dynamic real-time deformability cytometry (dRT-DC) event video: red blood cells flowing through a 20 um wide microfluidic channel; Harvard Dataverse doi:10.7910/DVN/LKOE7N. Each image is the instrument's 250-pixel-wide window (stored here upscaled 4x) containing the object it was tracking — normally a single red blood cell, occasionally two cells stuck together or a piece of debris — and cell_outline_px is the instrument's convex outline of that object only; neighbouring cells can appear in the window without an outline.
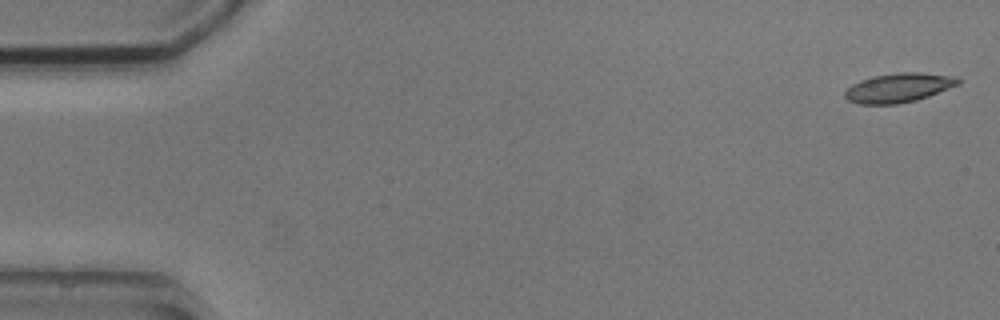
{"species": "common noctule bat (a hibernating species)", "species_latin": "Nyctalus noctula", "temperature_condition": "cold", "stored_images_in_passage": 6, "camera_frame_rate_fps": 3000, "um_per_image_px": 0.085, "animal": {"sex": "male", "body_mass_g": 20.5, "forearm_length_mm": 52.5}, "frame": {"image": 1, "passage_image": 1, "time_ms": 0.0, "image_size_px": [1000, 320], "cell_outline_px": [[960, 84], [928, 96], [916, 100], [896, 104], [860, 104], [848, 100], [844, 96], [844, 92], [852, 84], [860, 80], [872, 76], [900, 72], [920, 72], [956, 76], [960, 80]], "centroid_in_image_um": [76.38, 7.45], "position_along_channel_um": 8.6, "area_um2": 19.31}}